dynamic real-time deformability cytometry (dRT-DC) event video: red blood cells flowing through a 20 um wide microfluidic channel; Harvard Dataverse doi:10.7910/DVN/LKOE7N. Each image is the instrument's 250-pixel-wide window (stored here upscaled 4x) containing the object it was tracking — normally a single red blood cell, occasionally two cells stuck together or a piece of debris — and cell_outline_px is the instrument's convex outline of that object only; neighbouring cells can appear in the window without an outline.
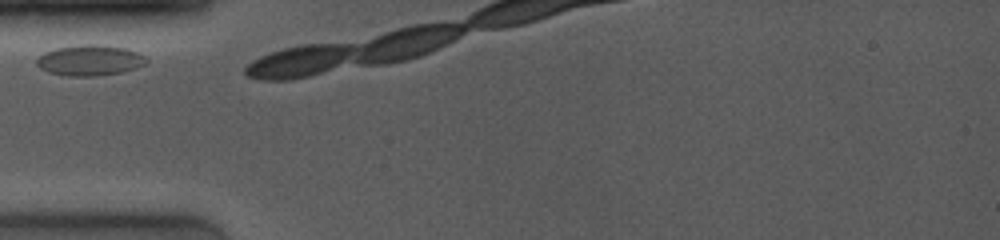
{"species": "common noctule bat (a hibernating species)", "species_latin": "Nyctalus noctula", "temperature_condition": "room temperature", "stored_images_in_passage": 16, "camera_frame_rate_fps": 4000, "um_per_image_px": 0.085, "animal": {"sex": "female", "body_mass_g": 19.0, "forearm_length_mm": 53.3}, "frame": {"image": 1, "passage_image": 1, "time_ms": 0.0, "image_size_px": [1000, 240], "cell_outline_px": [[148, 60], [144, 64], [136, 68], [120, 72], [96, 76], [68, 76], [48, 72], [40, 68], [36, 64], [36, 60], [44, 52], [56, 48], [80, 44], [100, 44], [124, 48], [136, 52], [144, 56]], "centroid_in_image_um": [7.61, 5.12], "position_along_channel_um": 77.4, "area_um2": 19.54}}